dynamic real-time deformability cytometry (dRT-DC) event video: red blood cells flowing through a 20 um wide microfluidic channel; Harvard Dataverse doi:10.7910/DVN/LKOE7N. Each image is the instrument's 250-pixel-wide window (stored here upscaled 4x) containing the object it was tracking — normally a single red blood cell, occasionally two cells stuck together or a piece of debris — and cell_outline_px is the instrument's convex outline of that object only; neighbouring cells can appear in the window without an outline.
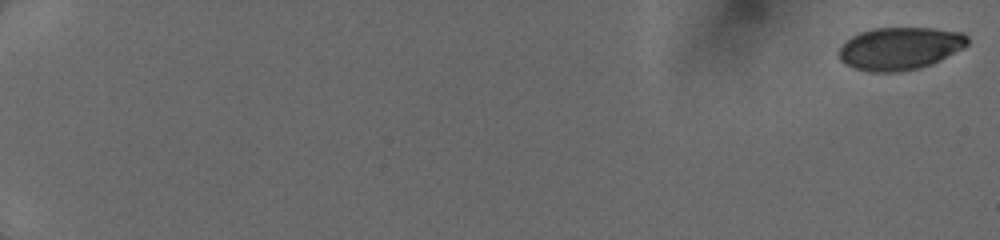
{"species": "human", "species_latin": "Homo sapiens", "temperature_condition": "cold", "stored_images_in_passage": 23, "camera_frame_rate_fps": 3000, "um_per_image_px": 0.085, "donor": {"sex": "female"}, "frame": {"image": 1, "passage_image": 1, "time_ms": 0.0, "image_size_px": [1000, 240], "cell_outline_px": [[968, 44], [964, 48], [932, 64], [920, 68], [900, 72], [868, 72], [856, 68], [840, 60], [840, 48], [844, 40], [860, 32], [872, 28], [932, 28], [964, 32], [968, 36]], "centroid_in_image_um": [76.52, 4.11], "position_along_channel_um": 8.5, "area_um2": 32.14}}
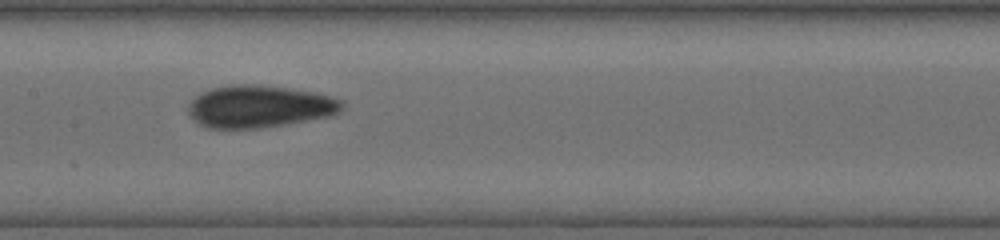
{"frame": {"image": 2, "passage_image": 18, "time_ms": 9.667, "image_size_px": [1000, 240], "cell_outline_px": [[344, 108], [340, 112], [328, 116], [284, 124], [260, 128], [208, 128], [200, 124], [188, 112], [188, 104], [200, 92], [212, 88], [232, 84], [256, 84], [288, 88], [316, 92], [344, 100]], "centroid_in_image_um": [22.07, 9.03], "position_along_channel_um": 185.3, "area_um2": 37.86}}
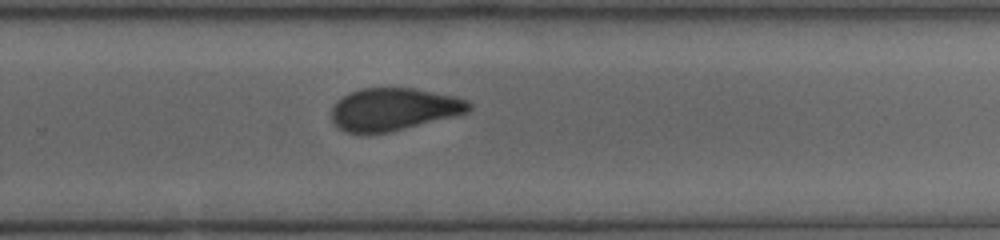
{"frame": {"image": 3, "passage_image": 23, "time_ms": 12.333, "image_size_px": [1000, 240], "cell_outline_px": [[472, 108], [468, 112], [456, 116], [392, 132], [368, 136], [360, 136], [344, 132], [332, 120], [332, 108], [344, 96], [360, 88], [412, 88], [456, 96], [468, 100], [472, 104]], "centroid_in_image_um": [33.49, 9.33], "position_along_channel_um": 296.3, "area_um2": 34.68}}